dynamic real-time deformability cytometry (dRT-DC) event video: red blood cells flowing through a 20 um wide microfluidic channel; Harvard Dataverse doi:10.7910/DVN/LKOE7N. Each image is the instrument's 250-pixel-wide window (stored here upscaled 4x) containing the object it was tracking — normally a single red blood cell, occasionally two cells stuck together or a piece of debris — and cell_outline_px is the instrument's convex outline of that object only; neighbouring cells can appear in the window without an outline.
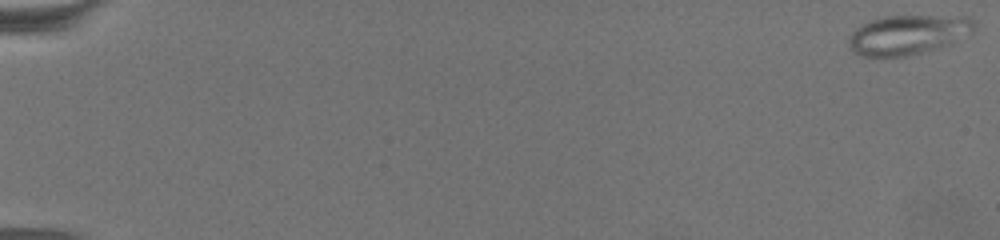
{"species": "common noctule bat (a hibernating species)", "species_latin": "Nyctalus noctula", "temperature_condition": "warm", "stored_images_in_passage": 69, "camera_frame_rate_fps": 3000, "um_per_image_px": 0.085, "animal": {"sex": "female", "body_mass_g": 19.5, "forearm_length_mm": 54.1}, "frame": {"image": 1, "passage_image": 1, "time_ms": 0.0, "image_size_px": [1000, 240], "cell_outline_px": [[976, 28], [972, 32], [952, 44], [904, 56], [864, 56], [852, 52], [848, 40], [852, 32], [856, 28], [872, 20], [884, 16], [972, 16], [976, 20]], "centroid_in_image_um": [77.24, 2.93], "position_along_channel_um": 7.8, "area_um2": 28.96}}
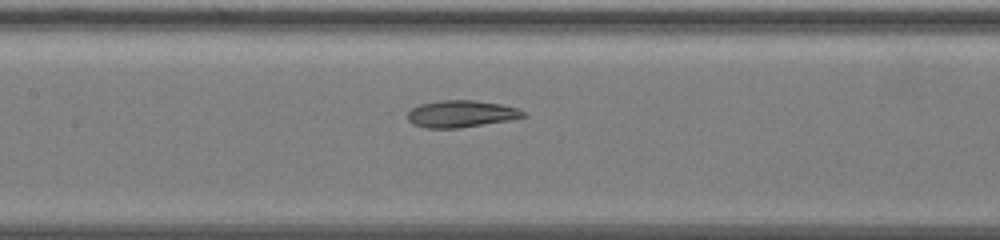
{"frame": {"image": 2, "passage_image": 36, "time_ms": 11.667, "image_size_px": [1000, 240], "cell_outline_px": [[528, 116], [508, 120], [460, 128], [424, 128], [412, 124], [408, 120], [408, 112], [412, 108], [420, 104], [440, 100], [472, 100], [500, 104], [516, 108], [524, 112]], "centroid_in_image_um": [39.16, 9.68], "position_along_channel_um": 168.2, "area_um2": 18.09}}
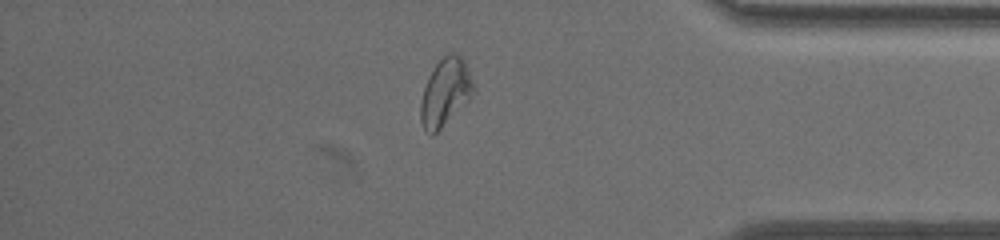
{"frame": {"image": 3, "passage_image": 60, "time_ms": 19.667, "image_size_px": [1000, 240], "cell_outline_px": [[476, 88], [468, 100], [432, 136], [424, 128], [420, 120], [420, 104], [424, 88], [428, 76], [436, 64], [448, 52], [452, 52], [460, 56], [464, 60]], "centroid_in_image_um": [37.84, 7.81], "position_along_channel_um": 397.4, "area_um2": 20.4}, "authors_computed_cell_mechanics": {"area_um2": 21.5594, "velocity_mm_per_s": 3.1196, "shape_relaxation_time_tau1_ms": null, "shape_relaxation_time_tau2_ms": 2.605, "deformation_change_tau1": null, "deformation_change_tau2": 0.0834}}